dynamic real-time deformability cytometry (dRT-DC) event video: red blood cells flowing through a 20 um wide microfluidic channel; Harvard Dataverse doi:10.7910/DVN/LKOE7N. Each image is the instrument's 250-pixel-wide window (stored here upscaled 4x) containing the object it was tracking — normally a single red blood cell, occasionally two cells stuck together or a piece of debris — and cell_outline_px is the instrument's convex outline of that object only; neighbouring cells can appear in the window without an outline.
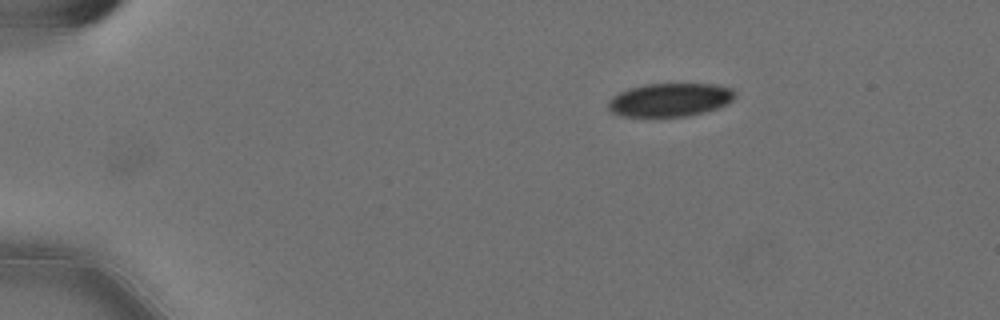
{"species": "Egyptian fruit bat (a non-hibernating species)", "species_latin": "Rousettus aegyptiacus", "temperature_condition": "cold", "stored_images_in_passage": 37, "camera_frame_rate_fps": 3000, "um_per_image_px": 0.085, "animal": {"sex": "female"}, "frame": {"image": 1, "passage_image": 1, "time_ms": 0.0, "image_size_px": [1000, 320], "cell_outline_px": [[736, 96], [732, 100], [716, 108], [688, 116], [620, 116], [612, 112], [608, 108], [608, 104], [612, 96], [628, 88], [644, 84], [716, 84], [732, 88], [736, 92]], "centroid_in_image_um": [56.94, 8.47], "position_along_channel_um": 28.1, "area_um2": 24.57}}
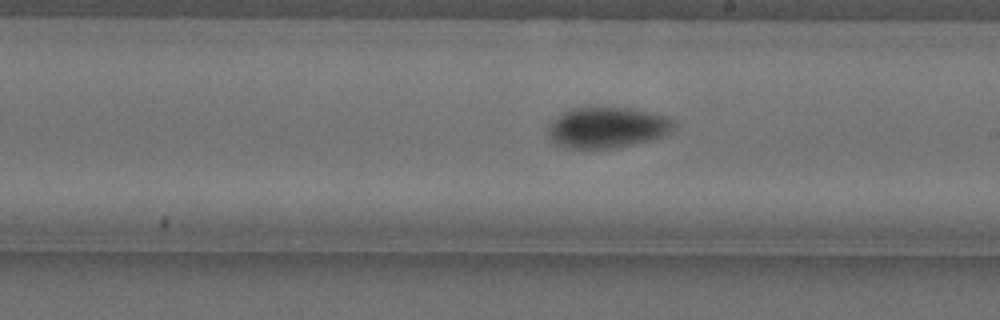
{"frame": {"image": 2, "passage_image": 25, "time_ms": 8.0, "image_size_px": [1000, 320], "cell_outline_px": [[676, 124], [664, 136], [616, 148], [568, 148], [556, 144], [548, 136], [548, 128], [564, 112], [572, 108], [596, 104], [608, 104], [636, 108], [656, 112], [668, 116]], "centroid_in_image_um": [51.65, 10.77], "position_along_channel_um": 237.3, "area_um2": 30.81}}
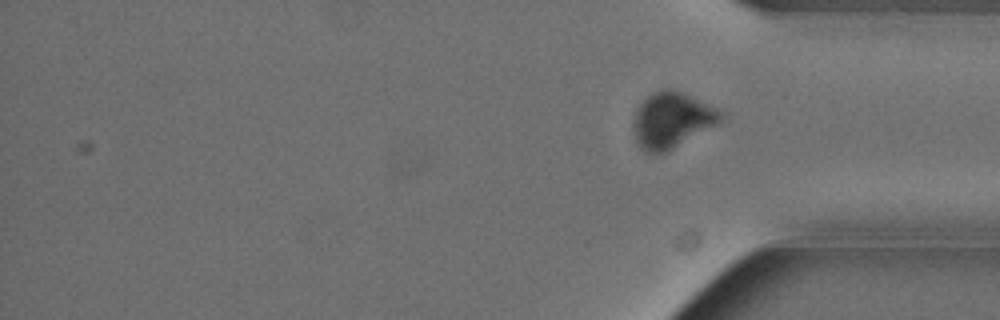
{"frame": {"image": 3, "passage_image": 37, "time_ms": 12.0, "image_size_px": [1000, 320], "cell_outline_px": [[724, 116], [720, 120], [668, 152], [644, 152], [636, 144], [632, 128], [632, 124], [636, 108], [652, 92], [660, 88], [668, 88], [680, 92], [708, 104], [724, 112]], "centroid_in_image_um": [57.02, 10.2], "position_along_channel_um": 378.2, "area_um2": 28.03}, "authors_computed_cell_mechanics": {"area_um2": 28.6688, "velocity_mm_per_s": 3.5749, "shape_relaxation_time_tau1_ms": 2.481, "shape_relaxation_time_tau2_ms": 8.638, "deformation_change_tau1": 0.0966, "deformation_change_tau2": 0.0633}}